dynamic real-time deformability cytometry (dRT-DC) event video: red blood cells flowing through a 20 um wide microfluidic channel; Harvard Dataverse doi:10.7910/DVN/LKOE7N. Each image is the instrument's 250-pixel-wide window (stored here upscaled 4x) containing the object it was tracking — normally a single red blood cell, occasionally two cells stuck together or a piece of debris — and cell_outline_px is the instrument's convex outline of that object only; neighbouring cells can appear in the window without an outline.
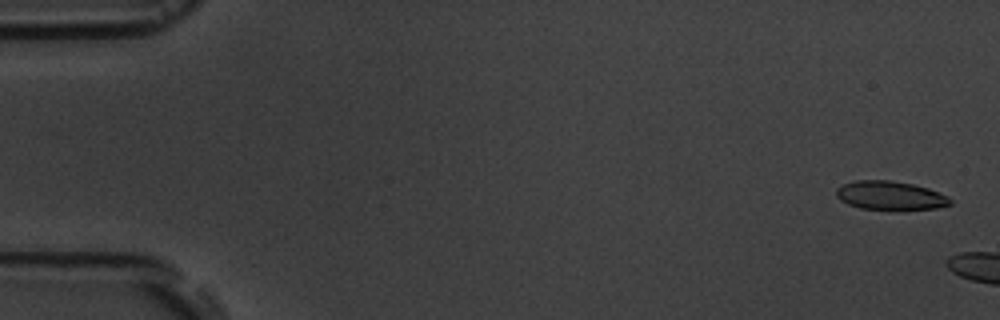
{"species": "common noctule bat (a hibernating species)", "species_latin": "Nyctalus noctula", "temperature_condition": "room temperature", "stored_images_in_passage": 3, "camera_frame_rate_fps": 3000, "um_per_image_px": 0.085, "animal": {"sex": "male", "body_mass_g": 19.5, "forearm_length_mm": 54.6}, "frame": {"image": 1, "passage_image": 1, "time_ms": 0.0, "image_size_px": [1000, 320], "cell_outline_px": [[952, 204], [936, 208], [860, 208], [848, 204], [840, 200], [836, 196], [836, 188], [844, 184], [856, 180], [888, 180], [912, 184], [928, 188], [948, 196], [952, 200]], "centroid_in_image_um": [75.65, 16.59], "position_along_channel_um": 9.3, "area_um2": 18.61}}